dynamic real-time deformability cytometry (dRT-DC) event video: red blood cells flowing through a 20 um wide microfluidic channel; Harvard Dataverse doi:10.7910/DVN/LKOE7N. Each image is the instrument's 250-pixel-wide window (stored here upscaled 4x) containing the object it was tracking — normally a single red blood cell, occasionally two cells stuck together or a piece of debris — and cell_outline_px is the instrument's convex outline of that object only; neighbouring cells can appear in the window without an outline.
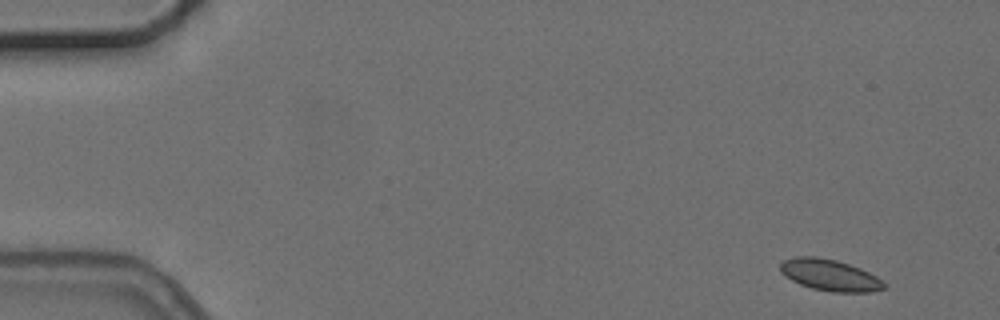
{"species": "common noctule bat (a hibernating species)", "species_latin": "Nyctalus noctula", "temperature_condition": "cold", "stored_images_in_passage": 5, "camera_frame_rate_fps": 3000, "um_per_image_px": 0.085, "animal": {"sex": "female", "body_mass_g": 24.6, "forearm_length_mm": 56.2}, "frame": {"image": 1, "passage_image": 1, "time_ms": 0.0, "image_size_px": [1000, 320], "cell_outline_px": [[884, 288], [872, 292], [832, 292], [812, 288], [800, 284], [784, 276], [780, 272], [780, 264], [784, 260], [792, 256], [816, 256], [836, 260], [860, 268], [876, 276], [884, 284]], "centroid_in_image_um": [70.48, 23.37], "position_along_channel_um": 14.5, "area_um2": 18.96}}
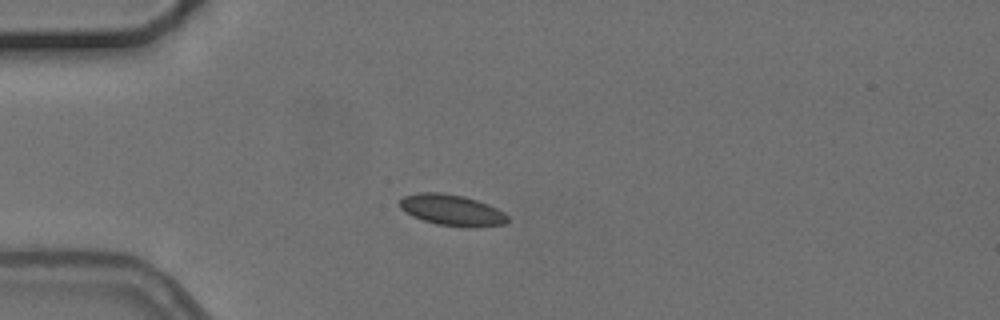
{"frame": {"image": 2, "passage_image": 4, "time_ms": 3.667, "image_size_px": [1000, 320], "cell_outline_px": [[508, 220], [504, 224], [472, 228], [468, 228], [436, 224], [412, 216], [400, 208], [400, 200], [404, 196], [420, 192], [440, 192], [464, 196], [488, 204], [504, 212], [508, 216]], "centroid_in_image_um": [38.42, 17.86], "position_along_channel_um": 46.6, "area_um2": 19.59}}